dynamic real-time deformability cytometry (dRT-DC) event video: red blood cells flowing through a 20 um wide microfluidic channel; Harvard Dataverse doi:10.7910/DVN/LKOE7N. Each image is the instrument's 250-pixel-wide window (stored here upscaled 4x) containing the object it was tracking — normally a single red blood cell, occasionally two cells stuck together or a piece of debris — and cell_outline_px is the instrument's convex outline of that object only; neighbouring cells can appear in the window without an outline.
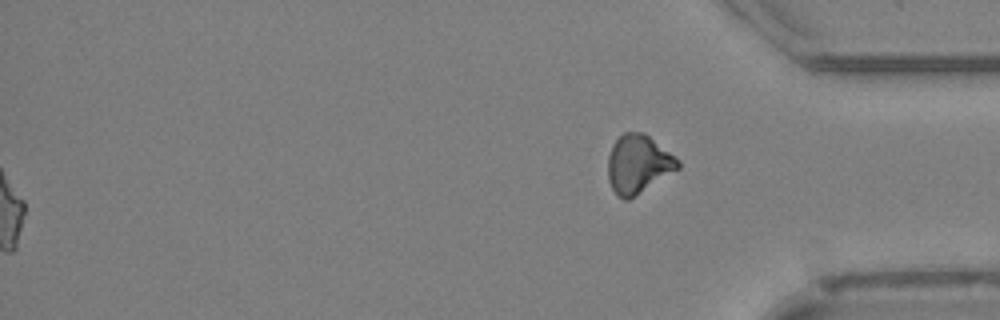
{"species": "Egyptian fruit bat (a non-hibernating species)", "species_latin": "Rousettus aegyptiacus", "temperature_condition": "cold", "stored_images_in_passage": 50, "segment_of_instrument_passage": [2, 2], "camera_frame_rate_fps": 3000, "um_per_image_px": 0.085, "animal": {"sex": "female"}, "frame": {"image": 1, "passage_image": 50, "time_ms": 16.333, "image_size_px": [1000, 320], "cell_outline_px": [[680, 168], [628, 200], [624, 200], [612, 188], [608, 180], [608, 156], [612, 144], [624, 132], [644, 132], [680, 160]], "centroid_in_image_um": [54.25, 13.93], "position_along_channel_um": 381.0, "area_um2": 23.7}}